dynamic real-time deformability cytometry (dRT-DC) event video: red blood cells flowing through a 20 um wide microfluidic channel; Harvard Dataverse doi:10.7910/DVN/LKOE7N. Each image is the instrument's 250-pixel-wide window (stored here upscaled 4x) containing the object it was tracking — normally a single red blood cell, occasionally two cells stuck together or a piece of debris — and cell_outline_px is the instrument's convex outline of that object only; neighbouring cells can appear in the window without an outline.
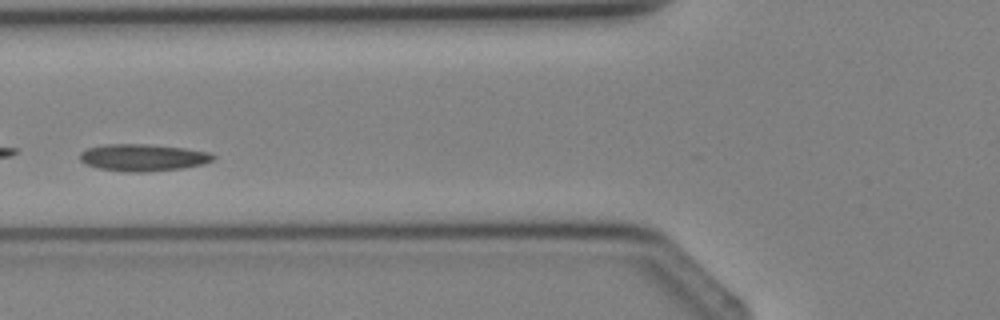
{"species": "Egyptian fruit bat (a non-hibernating species)", "species_latin": "Rousettus aegyptiacus", "temperature_condition": "cold", "stored_images_in_passage": 4, "camera_frame_rate_fps": 3000, "um_per_image_px": 0.085, "animal": {"sex": "female"}, "frame": {"image": 1, "passage_image": 4, "time_ms": 3.333, "image_size_px": [1000, 320], "cell_outline_px": [[216, 156], [212, 160], [204, 164], [184, 168], [144, 172], [132, 172], [100, 168], [84, 164], [80, 160], [80, 152], [88, 148], [104, 144], [148, 144], [184, 148], [212, 152]], "centroid_in_image_um": [12.18, 13.38], "position_along_channel_um": 113.6, "area_um2": 21.04}}